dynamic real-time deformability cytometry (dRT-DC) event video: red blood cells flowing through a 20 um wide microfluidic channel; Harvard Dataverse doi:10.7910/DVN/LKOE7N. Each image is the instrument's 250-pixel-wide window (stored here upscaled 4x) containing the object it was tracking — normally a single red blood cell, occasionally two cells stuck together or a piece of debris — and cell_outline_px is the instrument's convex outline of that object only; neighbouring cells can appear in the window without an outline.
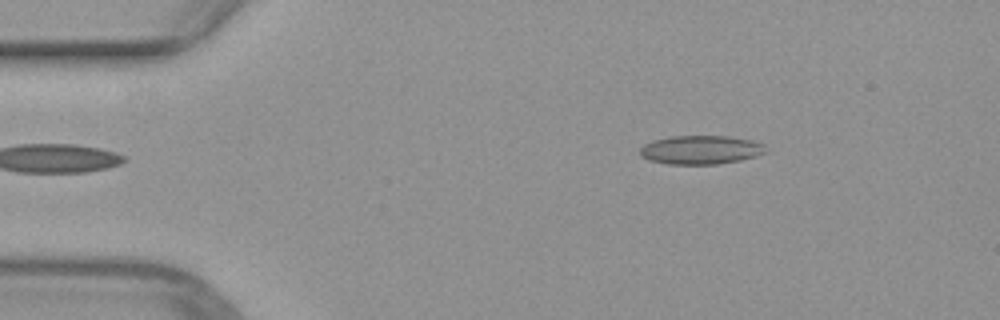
{"species": "common noctule bat (a hibernating species)", "species_latin": "Nyctalus noctula", "temperature_condition": "warm", "stored_images_in_passage": 43, "camera_frame_rate_fps": 3000, "um_per_image_px": 0.085, "animal": {"sex": "female", "body_mass_g": 29.2, "forearm_length_mm": 56.3}, "frame": {"image": 1, "passage_image": 1, "time_ms": 0.0, "image_size_px": [1000, 320], "cell_outline_px": [[768, 152], [756, 156], [740, 160], [716, 164], [668, 164], [648, 160], [640, 156], [640, 148], [644, 144], [652, 140], [668, 136], [728, 136], [752, 140], [764, 144]], "centroid_in_image_um": [59.55, 12.73], "position_along_channel_um": 25.4, "area_um2": 21.27}}
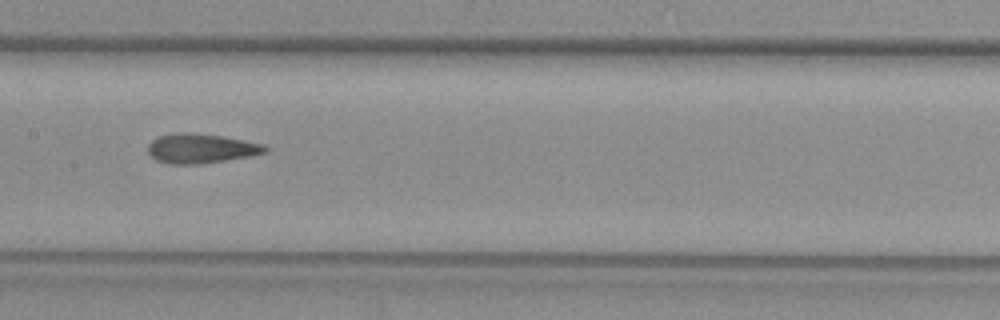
{"frame": {"image": 2, "passage_image": 18, "time_ms": 5.667, "image_size_px": [1000, 320], "cell_outline_px": [[268, 148], [264, 152], [248, 156], [200, 164], [168, 164], [156, 160], [148, 152], [148, 144], [152, 140], [160, 136], [176, 132], [184, 132], [220, 136], [264, 144]], "centroid_in_image_um": [17.02, 12.62], "position_along_channel_um": 190.4, "area_um2": 19.83}}
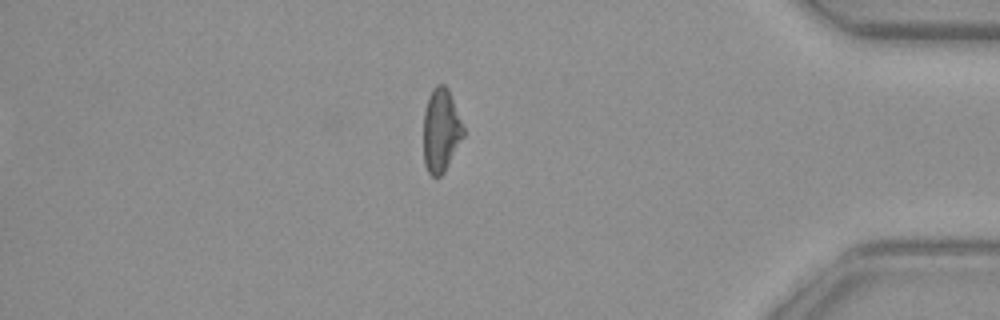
{"frame": {"image": 3, "passage_image": 36, "time_ms": 11.667, "image_size_px": [1000, 320], "cell_outline_px": [[464, 136], [444, 172], [440, 176], [432, 176], [428, 172], [424, 164], [424, 112], [428, 96], [432, 88], [436, 84], [444, 84], [448, 88], [464, 128]], "centroid_in_image_um": [37.47, 11.07], "position_along_channel_um": 397.7, "area_um2": 19.36}}